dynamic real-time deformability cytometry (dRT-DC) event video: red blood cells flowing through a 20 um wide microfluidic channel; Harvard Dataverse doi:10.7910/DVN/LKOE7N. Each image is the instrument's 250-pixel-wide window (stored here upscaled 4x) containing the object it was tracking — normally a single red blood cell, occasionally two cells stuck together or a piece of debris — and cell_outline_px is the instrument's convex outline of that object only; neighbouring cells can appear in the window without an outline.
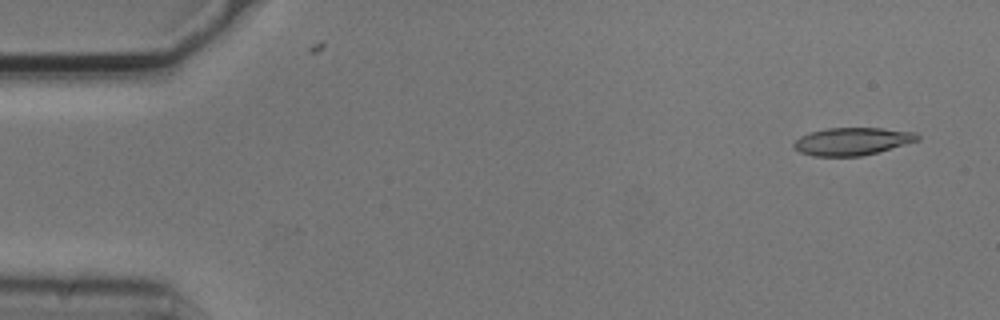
{"species": "common noctule bat (a hibernating species)", "species_latin": "Nyctalus noctula", "temperature_condition": "cold", "stored_images_in_passage": 14, "camera_frame_rate_fps": 3000, "um_per_image_px": 0.085, "animal": {"sex": "male", "body_mass_g": 20.5, "forearm_length_mm": 52.5}, "frame": {"image": 1, "passage_image": 1, "time_ms": 0.0, "image_size_px": [1000, 320], "cell_outline_px": [[920, 140], [876, 152], [860, 156], [812, 156], [800, 152], [792, 144], [800, 136], [812, 132], [828, 128], [880, 128], [916, 132], [920, 136]], "centroid_in_image_um": [72.45, 12.01], "position_along_channel_um": 12.6, "area_um2": 19.71}}
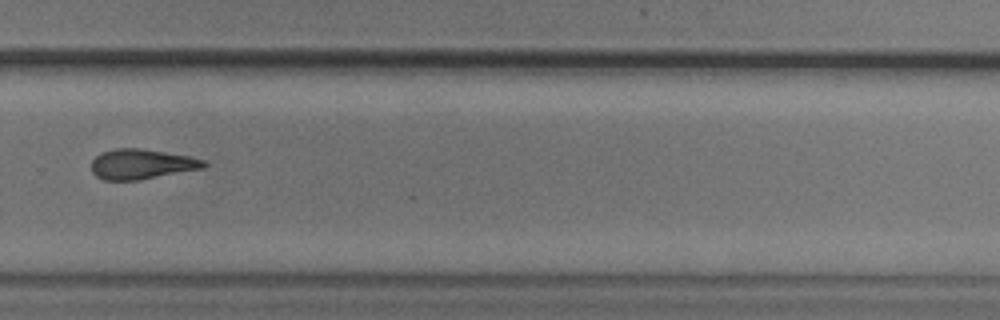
{"frame": {"image": 2, "passage_image": 10, "time_ms": 3.0, "image_size_px": [1000, 320], "cell_outline_px": [[208, 164], [204, 168], [140, 180], [104, 180], [96, 176], [92, 172], [92, 160], [100, 152], [116, 148], [140, 148], [188, 156], [204, 160]], "centroid_in_image_um": [12.02, 13.95], "position_along_channel_um": 317.8, "area_um2": 19.71}}
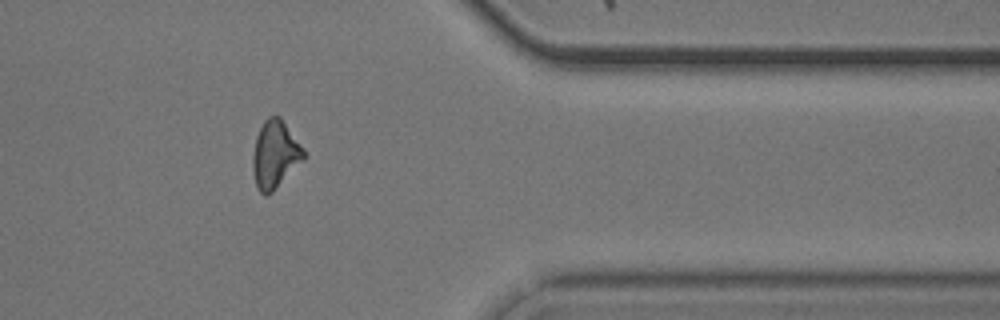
{"frame": {"image": 3, "passage_image": 12, "time_ms": 3.667, "image_size_px": [1000, 320], "cell_outline_px": [[304, 160], [268, 196], [264, 196], [256, 188], [252, 168], [252, 156], [256, 136], [264, 120], [268, 116], [280, 116], [304, 148]], "centroid_in_image_um": [23.36, 13.14], "position_along_channel_um": 388.0, "area_um2": 20.23}}